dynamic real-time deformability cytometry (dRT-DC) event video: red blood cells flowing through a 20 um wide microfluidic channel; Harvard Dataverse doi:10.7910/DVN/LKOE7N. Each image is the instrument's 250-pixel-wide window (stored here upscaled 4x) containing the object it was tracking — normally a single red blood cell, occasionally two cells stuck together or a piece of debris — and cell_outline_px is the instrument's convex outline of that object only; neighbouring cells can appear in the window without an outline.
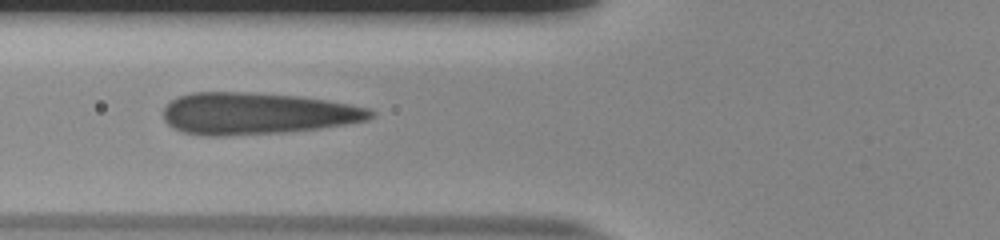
{"species": "human", "species_latin": "Homo sapiens", "temperature_condition": "room temperature", "stored_images_in_passage": 38, "camera_frame_rate_fps": 3000, "um_per_image_px": 0.085, "donor": {"sex": "male"}, "frame": {"image": 1, "passage_image": 7, "time_ms": 2.0, "image_size_px": [1000, 240], "cell_outline_px": [[376, 112], [368, 120], [320, 128], [288, 132], [224, 136], [204, 136], [184, 132], [168, 124], [164, 120], [164, 108], [176, 96], [192, 92], [244, 92], [296, 96], [324, 100], [348, 104], [368, 108]], "centroid_in_image_um": [21.8, 9.65], "position_along_channel_um": 104.0, "area_um2": 50.29}}
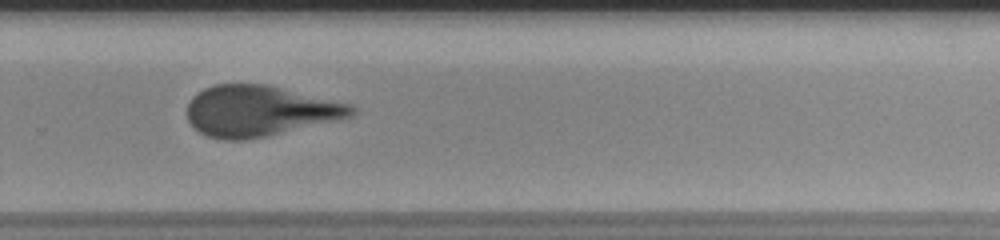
{"frame": {"image": 2, "passage_image": 23, "time_ms": 7.333, "image_size_px": [1000, 240], "cell_outline_px": [[356, 112], [352, 116], [268, 136], [244, 140], [224, 140], [208, 136], [200, 132], [188, 120], [188, 104], [192, 96], [204, 88], [216, 84], [268, 84], [352, 104], [356, 108]], "centroid_in_image_um": [22.07, 9.42], "position_along_channel_um": 307.7, "area_um2": 48.55}}
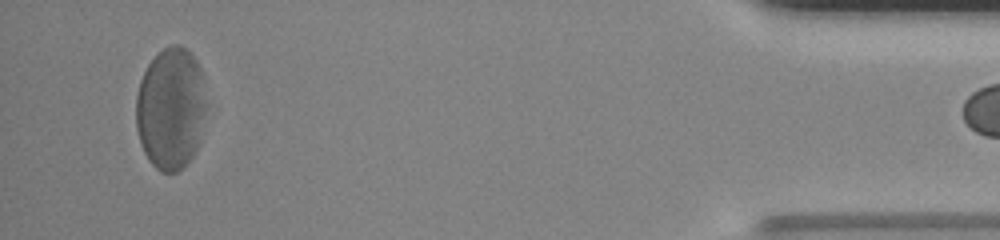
{"frame": {"image": 3, "passage_image": 37, "time_ms": 12.0, "image_size_px": [1000, 240], "cell_outline_px": [[208, 104], [200, 140], [192, 156], [184, 168], [176, 172], [160, 172], [148, 160], [140, 144], [136, 128], [136, 96], [140, 80], [148, 64], [156, 52], [172, 44], [180, 44], [188, 48], [196, 60], [200, 68]], "centroid_in_image_um": [14.53, 9.21], "position_along_channel_um": 420.7, "area_um2": 51.04}}